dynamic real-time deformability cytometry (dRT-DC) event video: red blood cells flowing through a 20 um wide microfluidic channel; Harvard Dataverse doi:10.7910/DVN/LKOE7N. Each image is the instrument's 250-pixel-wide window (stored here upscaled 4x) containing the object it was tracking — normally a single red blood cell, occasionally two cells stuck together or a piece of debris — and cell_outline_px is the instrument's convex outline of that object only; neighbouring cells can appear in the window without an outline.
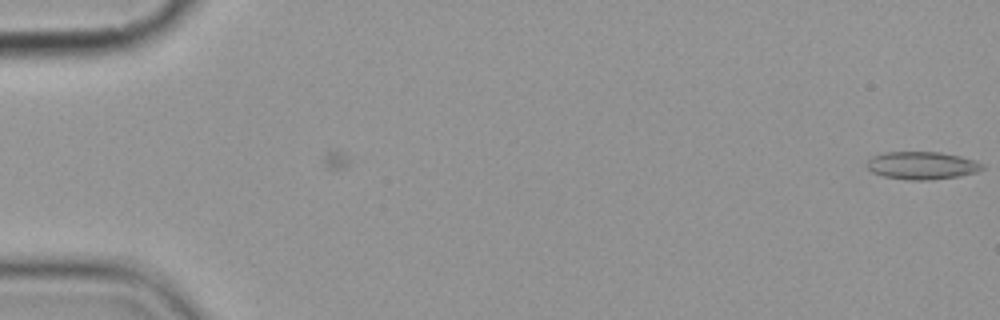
{"species": "common noctule bat (a hibernating species)", "species_latin": "Nyctalus noctula", "temperature_condition": "cold", "stored_images_in_passage": 2, "camera_frame_rate_fps": 3000, "um_per_image_px": 0.085, "animal": {"sex": "female", "body_mass_g": 19.9}, "frame": {"image": 1, "passage_image": 2, "time_ms": 1.333, "image_size_px": [1000, 320], "cell_outline_px": [[984, 168], [976, 172], [960, 176], [928, 180], [908, 180], [884, 176], [872, 172], [868, 168], [868, 160], [872, 156], [884, 152], [940, 152], [960, 156], [976, 160], [984, 164]], "centroid_in_image_um": [78.4, 14.06], "position_along_channel_um": 6.6, "area_um2": 18.67}}